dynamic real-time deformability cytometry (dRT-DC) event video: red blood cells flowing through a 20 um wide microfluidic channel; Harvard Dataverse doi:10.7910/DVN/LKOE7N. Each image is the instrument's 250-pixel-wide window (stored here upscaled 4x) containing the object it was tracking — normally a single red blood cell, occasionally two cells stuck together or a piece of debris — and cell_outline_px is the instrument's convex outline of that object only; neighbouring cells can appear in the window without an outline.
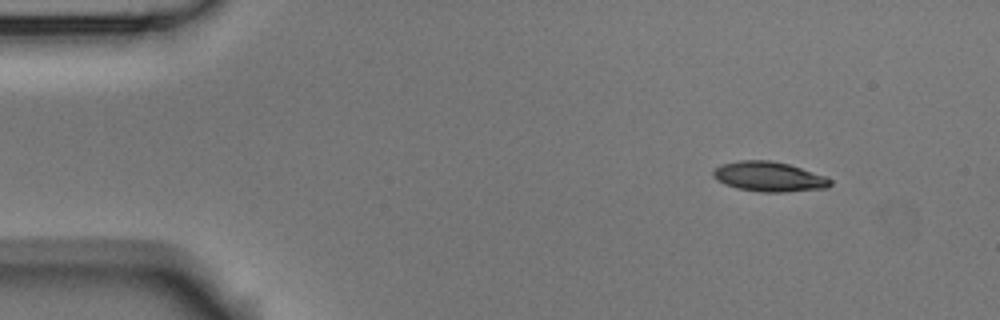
{"species": "Egyptian fruit bat (a non-hibernating species)", "species_latin": "Rousettus aegyptiacus", "temperature_condition": "room temperature", "stored_images_in_passage": 4, "camera_frame_rate_fps": 3000, "um_per_image_px": 0.085, "animal": {"sex": "male"}, "frame": {"image": 1, "passage_image": 1, "time_ms": 0.0, "image_size_px": [1000, 320], "cell_outline_px": [[832, 184], [828, 188], [784, 192], [760, 192], [736, 188], [724, 184], [716, 180], [712, 176], [712, 172], [720, 164], [740, 160], [768, 160], [788, 164], [824, 176], [832, 180]], "centroid_in_image_um": [65.33, 15.02], "position_along_channel_um": 19.7, "area_um2": 20.4}}
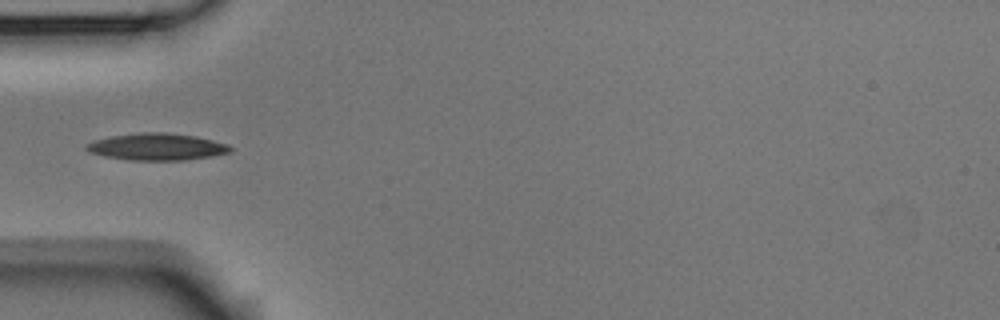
{"frame": {"image": 2, "passage_image": 4, "time_ms": 1.0, "image_size_px": [1000, 320], "cell_outline_px": [[232, 152], [212, 156], [184, 160], [132, 160], [104, 156], [88, 152], [84, 148], [84, 144], [96, 140], [112, 136], [144, 132], [164, 132], [196, 136], [228, 144], [232, 148]], "centroid_in_image_um": [13.34, 12.48], "position_along_channel_um": 71.7, "area_um2": 22.54}}